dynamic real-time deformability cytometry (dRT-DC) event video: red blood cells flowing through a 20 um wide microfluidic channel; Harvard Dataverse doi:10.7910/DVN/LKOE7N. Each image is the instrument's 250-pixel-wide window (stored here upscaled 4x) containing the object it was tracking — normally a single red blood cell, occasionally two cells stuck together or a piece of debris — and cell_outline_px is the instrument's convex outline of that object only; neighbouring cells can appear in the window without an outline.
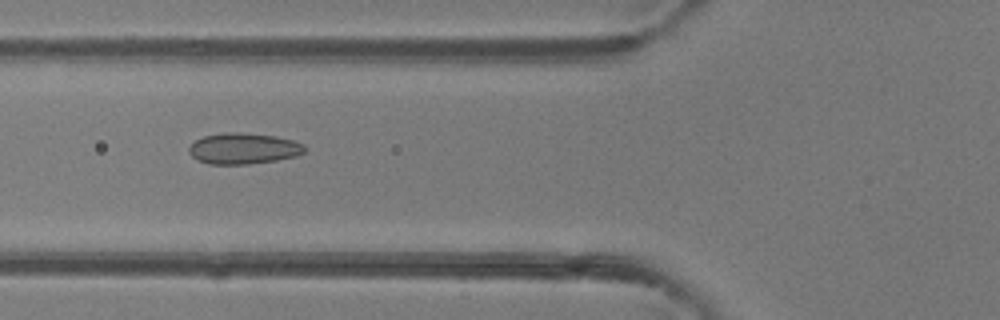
{"species": "common noctule bat (a hibernating species)", "species_latin": "Nyctalus noctula", "temperature_condition": "room temperature", "stored_images_in_passage": 47, "camera_frame_rate_fps": 3000, "um_per_image_px": 0.085, "animal": {"sex": "female"}, "frame": {"image": 1, "passage_image": 18, "time_ms": 5.667, "image_size_px": [1000, 320], "cell_outline_px": [[308, 148], [304, 152], [296, 156], [276, 160], [248, 164], [208, 164], [192, 156], [188, 152], [188, 148], [196, 140], [204, 136], [224, 132], [240, 132], [276, 136], [292, 140], [304, 144]], "centroid_in_image_um": [20.72, 12.62], "position_along_channel_um": 105.1, "area_um2": 20.92}}
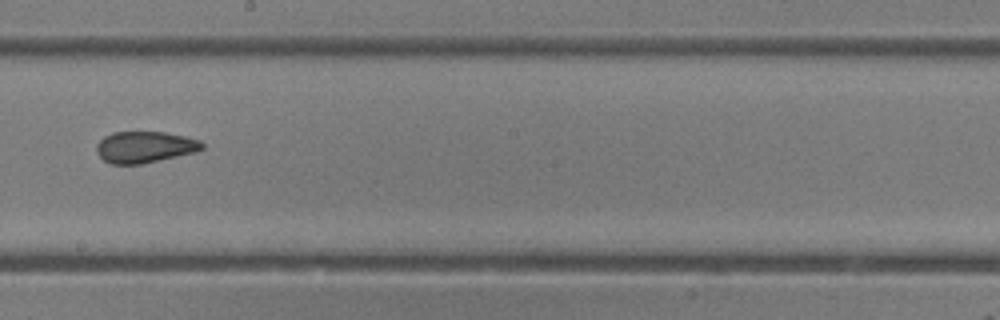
{"frame": {"image": 2, "passage_image": 27, "time_ms": 8.667, "image_size_px": [1000, 320], "cell_outline_px": [[204, 148], [196, 152], [140, 164], [112, 164], [104, 160], [96, 152], [96, 144], [104, 136], [112, 132], [164, 132], [184, 136], [200, 140], [204, 144]], "centroid_in_image_um": [12.3, 12.49], "position_along_channel_um": 235.9, "area_um2": 19.31}}
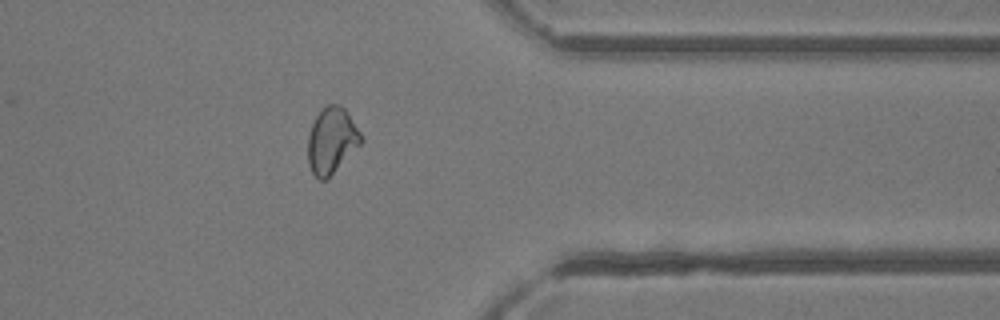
{"frame": {"image": 3, "passage_image": 38, "time_ms": 12.333, "image_size_px": [1000, 320], "cell_outline_px": [[360, 144], [324, 180], [320, 180], [312, 172], [308, 164], [308, 136], [312, 124], [316, 116], [328, 104], [340, 104], [344, 108], [360, 132]], "centroid_in_image_um": [28.15, 11.91], "position_along_channel_um": 383.2, "area_um2": 19.65}, "authors_computed_cell_mechanics": {"area_um2": 21.0392, "velocity_mm_per_s": 4.3496, "shape_relaxation_time_tau1_ms": null, "shape_relaxation_time_tau2_ms": 1.3071, "deformation_change_tau1": null, "deformation_change_tau2": 0.0745}}